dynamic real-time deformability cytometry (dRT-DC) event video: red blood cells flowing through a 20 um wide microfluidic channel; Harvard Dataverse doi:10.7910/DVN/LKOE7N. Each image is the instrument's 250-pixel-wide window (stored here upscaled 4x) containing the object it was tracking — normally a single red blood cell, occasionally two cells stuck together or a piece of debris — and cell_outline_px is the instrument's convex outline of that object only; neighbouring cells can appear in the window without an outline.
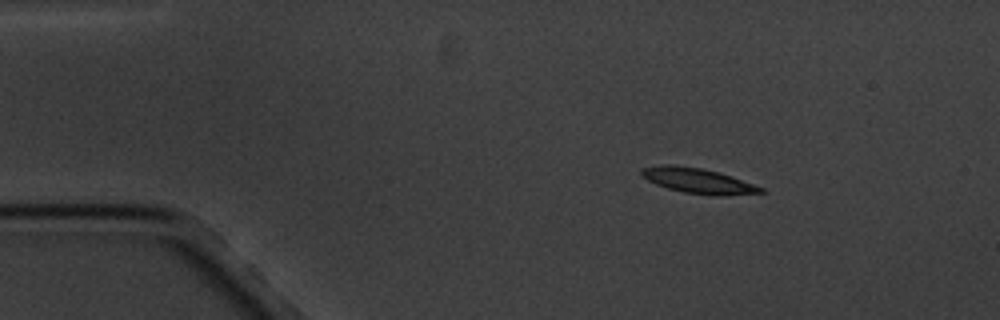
{"species": "common noctule bat (a hibernating species)", "species_latin": "Nyctalus noctula", "temperature_condition": "cold", "stored_images_in_passage": 7, "camera_frame_rate_fps": 3000, "um_per_image_px": 0.085, "animal": {"sex": "male", "body_mass_g": 20.1, "forearm_length_mm": 53.5}, "frame": {"image": 1, "passage_image": 2, "time_ms": 1.333, "image_size_px": [1000, 320], "cell_outline_px": [[768, 192], [720, 196], [712, 196], [684, 192], [668, 188], [656, 184], [648, 180], [640, 172], [640, 168], [664, 164], [672, 164], [700, 168], [720, 172], [764, 188]], "centroid_in_image_um": [59.35, 15.36], "position_along_channel_um": 25.6, "area_um2": 17.51}}
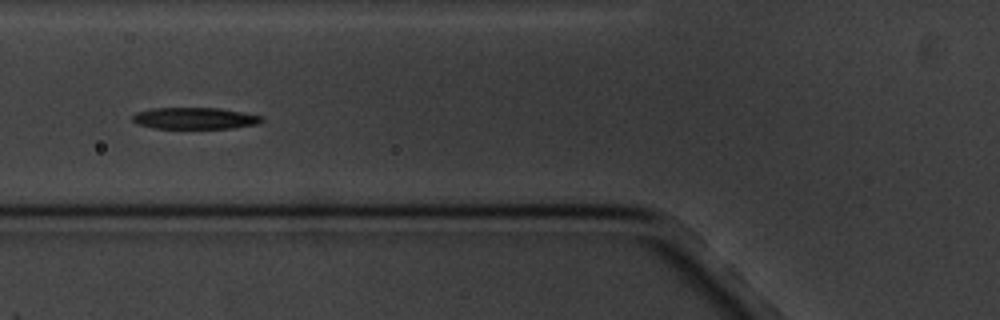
{"frame": {"image": 2, "passage_image": 5, "time_ms": 5.667, "image_size_px": [1000, 320], "cell_outline_px": [[264, 120], [260, 124], [232, 128], [152, 128], [140, 124], [132, 120], [132, 116], [136, 112], [152, 108], [220, 108], [244, 112], [264, 116]], "centroid_in_image_um": [16.62, 10.05], "position_along_channel_um": 109.2, "area_um2": 16.36}}
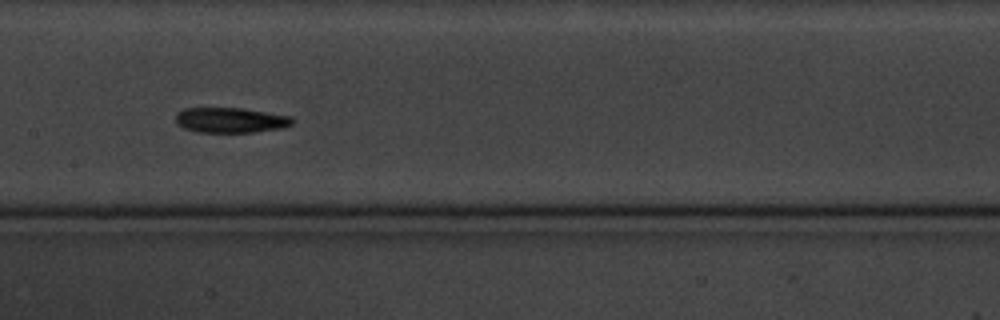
{"frame": {"image": 3, "passage_image": 7, "time_ms": 8.0, "image_size_px": [1000, 320], "cell_outline_px": [[296, 120], [292, 124], [280, 128], [256, 132], [196, 132], [184, 128], [176, 124], [176, 112], [184, 108], [244, 108], [292, 116]], "centroid_in_image_um": [19.6, 10.2], "position_along_channel_um": 187.8, "area_um2": 17.34}}